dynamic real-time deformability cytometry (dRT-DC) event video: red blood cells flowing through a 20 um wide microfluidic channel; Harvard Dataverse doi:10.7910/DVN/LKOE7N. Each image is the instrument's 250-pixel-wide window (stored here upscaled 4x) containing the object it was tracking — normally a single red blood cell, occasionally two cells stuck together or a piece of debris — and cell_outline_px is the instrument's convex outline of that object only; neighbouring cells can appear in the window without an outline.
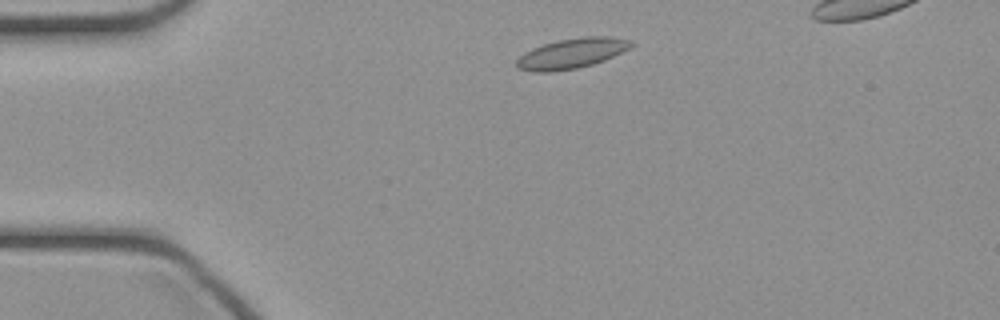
{"species": "common noctule bat (a hibernating species)", "species_latin": "Nyctalus noctula", "temperature_condition": "cold", "stored_images_in_passage": 35, "camera_frame_rate_fps": 3000, "um_per_image_px": 0.085, "animal": {"sex": "female", "body_mass_g": 21.9}, "frame": {"image": 1, "passage_image": 1, "time_ms": 0.0, "image_size_px": [1000, 320], "cell_outline_px": [[632, 44], [628, 48], [604, 60], [592, 64], [576, 68], [548, 72], [532, 72], [516, 68], [516, 60], [524, 52], [532, 48], [544, 44], [560, 40], [584, 36], [608, 36], [628, 40]], "centroid_in_image_um": [48.51, 4.55], "position_along_channel_um": 36.5, "area_um2": 19.77}}
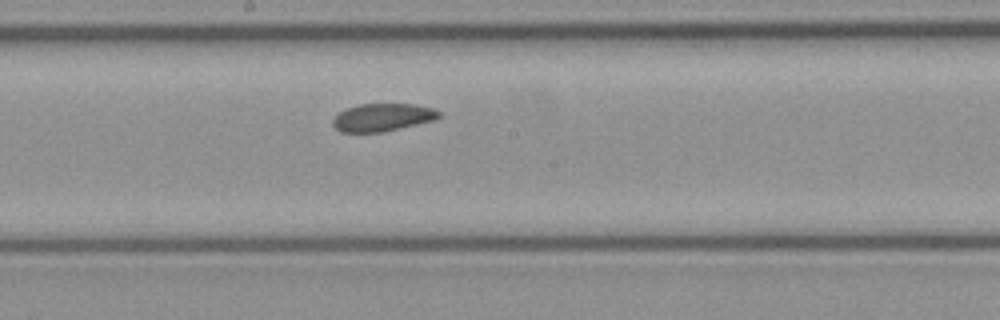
{"frame": {"image": 2, "passage_image": 16, "time_ms": 5.0, "image_size_px": [1000, 320], "cell_outline_px": [[440, 116], [436, 120], [380, 132], [340, 132], [332, 124], [332, 120], [340, 112], [348, 108], [360, 104], [412, 104], [436, 108], [440, 112]], "centroid_in_image_um": [32.54, 9.97], "position_along_channel_um": 215.7, "area_um2": 17.05}}
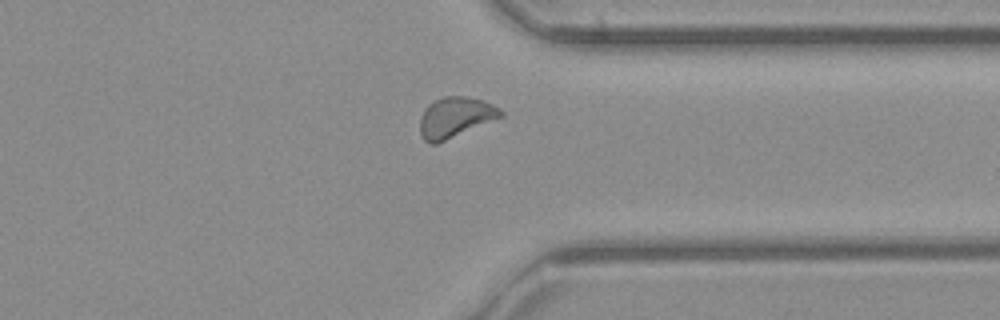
{"frame": {"image": 3, "passage_image": 27, "time_ms": 8.667, "image_size_px": [1000, 320], "cell_outline_px": [[504, 116], [436, 144], [428, 144], [424, 140], [420, 132], [420, 120], [424, 108], [428, 104], [444, 96], [464, 96], [484, 100], [500, 108], [504, 112]], "centroid_in_image_um": [38.71, 9.97], "position_along_channel_um": 372.7, "area_um2": 19.07}}